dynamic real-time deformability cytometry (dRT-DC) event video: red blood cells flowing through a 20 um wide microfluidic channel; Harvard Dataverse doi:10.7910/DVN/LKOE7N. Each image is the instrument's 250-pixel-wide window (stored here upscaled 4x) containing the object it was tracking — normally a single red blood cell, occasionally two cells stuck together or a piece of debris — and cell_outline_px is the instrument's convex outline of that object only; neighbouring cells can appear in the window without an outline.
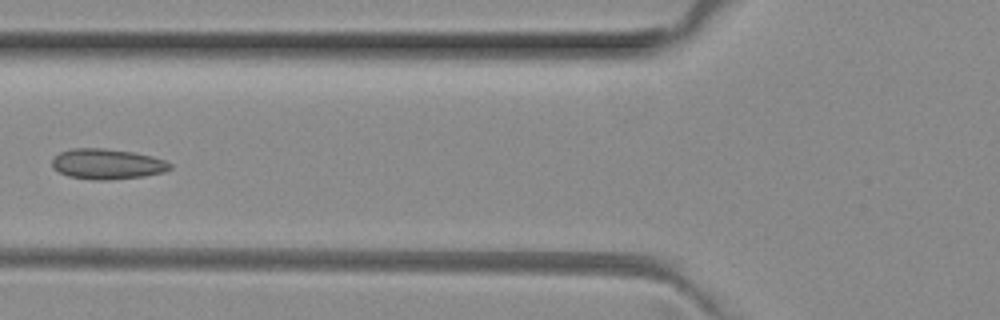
{"species": "common noctule bat (a hibernating species)", "species_latin": "Nyctalus noctula", "temperature_condition": "room temperature", "stored_images_in_passage": 4, "camera_frame_rate_fps": 3000, "um_per_image_px": 0.085, "animal": {"sex": "female", "body_mass_g": 29.2, "forearm_length_mm": 56.3}, "frame": {"image": 1, "passage_image": 3, "time_ms": 0.667, "image_size_px": [1000, 320], "cell_outline_px": [[172, 168], [164, 172], [144, 176], [108, 180], [92, 180], [68, 176], [52, 168], [52, 160], [60, 152], [72, 148], [104, 148], [132, 152], [152, 156], [164, 160], [172, 164]], "centroid_in_image_um": [9.11, 13.94], "position_along_channel_um": 116.7, "area_um2": 20.92}}
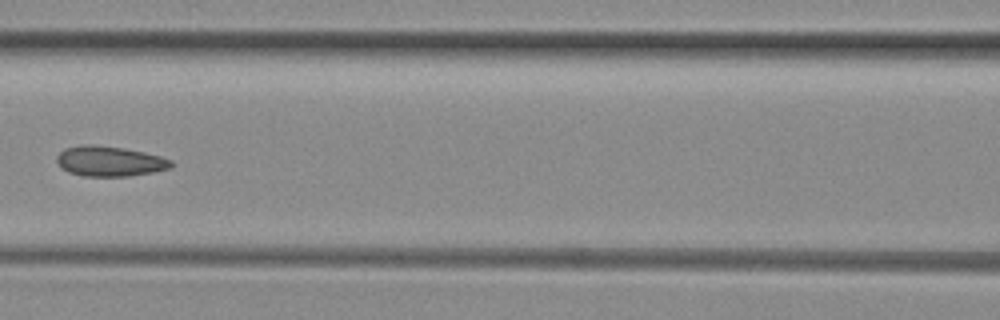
{"frame": {"image": 2, "passage_image": 4, "time_ms": 1.0, "image_size_px": [1000, 320], "cell_outline_px": [[176, 164], [168, 168], [152, 172], [128, 176], [84, 176], [68, 172], [60, 168], [56, 160], [56, 156], [64, 148], [84, 144], [92, 144], [124, 148], [144, 152], [160, 156], [172, 160]], "centroid_in_image_um": [9.29, 13.7], "position_along_channel_um": 157.3, "area_um2": 20.23}}